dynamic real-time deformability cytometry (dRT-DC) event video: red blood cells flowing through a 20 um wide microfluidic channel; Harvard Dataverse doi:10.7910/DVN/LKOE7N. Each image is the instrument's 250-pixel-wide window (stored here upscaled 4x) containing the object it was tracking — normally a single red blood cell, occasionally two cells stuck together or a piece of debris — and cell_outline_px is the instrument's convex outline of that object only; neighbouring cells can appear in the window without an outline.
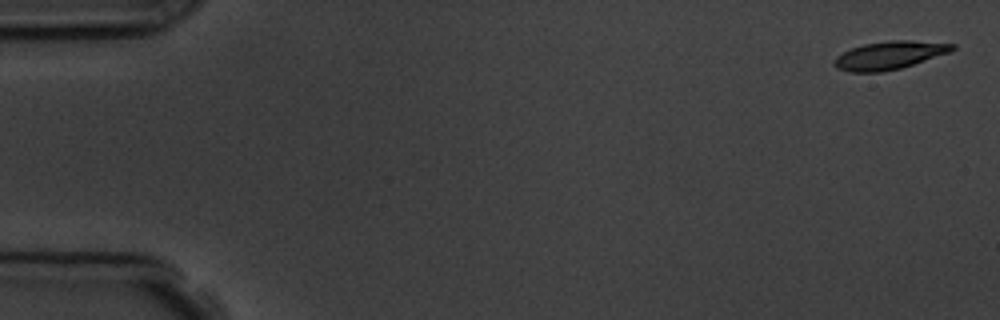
{"species": "common noctule bat (a hibernating species)", "species_latin": "Nyctalus noctula", "temperature_condition": "room temperature", "stored_images_in_passage": 6, "segment_of_instrument_passage": [1, 2], "camera_frame_rate_fps": 3000, "um_per_image_px": 0.085, "animal": {"sex": "male", "body_mass_g": 19.5, "forearm_length_mm": 54.6}, "frame": {"image": 1, "passage_image": 1, "time_ms": 0.0, "image_size_px": [1000, 320], "cell_outline_px": [[956, 48], [948, 52], [900, 68], [880, 72], [848, 72], [836, 68], [832, 64], [836, 56], [852, 48], [864, 44], [892, 40], [908, 40], [956, 44]], "centroid_in_image_um": [75.54, 4.7], "position_along_channel_um": 9.5, "area_um2": 19.02}}